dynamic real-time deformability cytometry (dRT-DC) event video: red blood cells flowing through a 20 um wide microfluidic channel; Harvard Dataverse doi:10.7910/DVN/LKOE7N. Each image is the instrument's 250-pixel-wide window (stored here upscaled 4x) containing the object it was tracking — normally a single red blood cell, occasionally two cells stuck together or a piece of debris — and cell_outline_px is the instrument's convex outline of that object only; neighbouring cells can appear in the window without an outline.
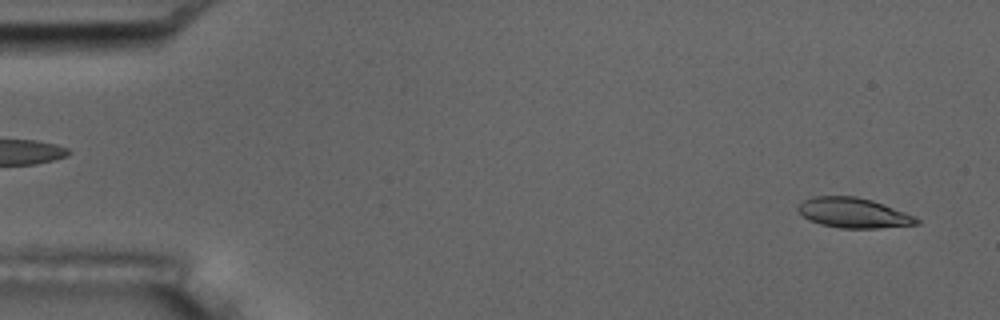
{"species": "common noctule bat (a hibernating species)", "species_latin": "Nyctalus noctula", "temperature_condition": "room temperature", "stored_images_in_passage": 53, "camera_frame_rate_fps": 3000, "um_per_image_px": 0.085, "animal": {"sex": "male", "body_mass_g": 17.5, "forearm_length_mm": 52.3}, "frame": {"image": 1, "passage_image": 2, "time_ms": 0.333, "image_size_px": [1000, 320], "cell_outline_px": [[920, 224], [880, 228], [840, 228], [820, 224], [808, 220], [796, 208], [804, 200], [812, 196], [856, 196], [872, 200], [884, 204], [916, 216], [920, 220]], "centroid_in_image_um": [72.57, 18.09], "position_along_channel_um": 12.4, "area_um2": 20.87}}
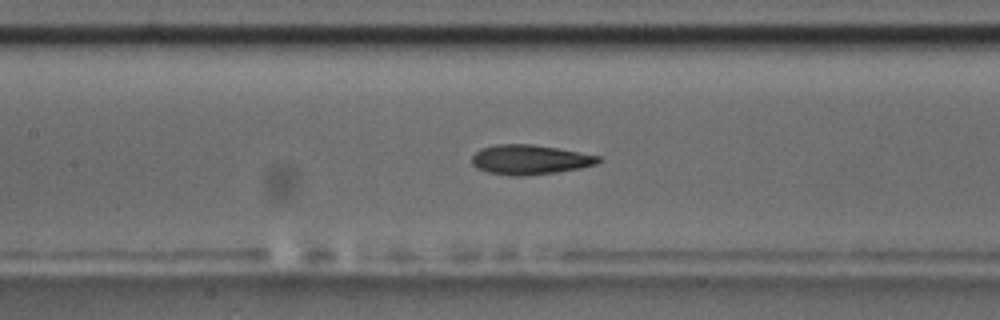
{"frame": {"image": 2, "passage_image": 24, "time_ms": 7.667, "image_size_px": [1000, 320], "cell_outline_px": [[604, 160], [596, 164], [580, 168], [556, 172], [528, 176], [512, 176], [488, 172], [476, 168], [472, 164], [472, 156], [480, 148], [496, 144], [532, 144], [556, 148], [600, 156]], "centroid_in_image_um": [45.03, 13.57], "position_along_channel_um": 162.4, "area_um2": 21.96}}
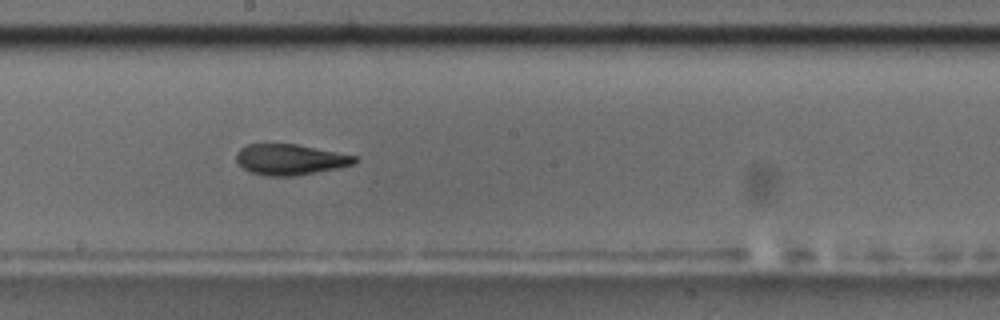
{"frame": {"image": 3, "passage_image": 29, "time_ms": 9.333, "image_size_px": [1000, 320], "cell_outline_px": [[360, 156], [352, 164], [340, 168], [296, 176], [264, 176], [248, 172], [236, 160], [236, 152], [240, 148], [248, 144], [296, 144]], "centroid_in_image_um": [24.67, 13.56], "position_along_channel_um": 223.5, "area_um2": 21.44}, "authors_computed_cell_mechanics": {"area_um2": 21.7906, "velocity_mm_per_s": 3.6982, "shape_relaxation_time_tau1_ms": 5.2947, "shape_relaxation_time_tau2_ms": 1.7115, "deformation_change_tau1": 0.1872, "deformation_change_tau2": 0.0921}}